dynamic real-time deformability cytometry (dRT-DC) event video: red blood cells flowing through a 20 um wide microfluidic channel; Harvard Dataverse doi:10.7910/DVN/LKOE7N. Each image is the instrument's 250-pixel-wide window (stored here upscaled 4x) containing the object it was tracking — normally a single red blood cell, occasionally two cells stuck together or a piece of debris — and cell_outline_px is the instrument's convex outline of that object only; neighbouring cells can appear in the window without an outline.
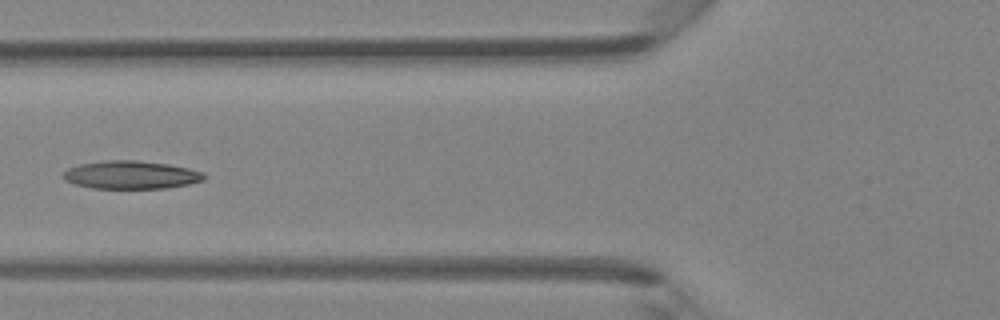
{"species": "Egyptian fruit bat (a non-hibernating species)", "species_latin": "Rousettus aegyptiacus", "temperature_condition": "room temperature", "stored_images_in_passage": 4, "camera_frame_rate_fps": 3000, "um_per_image_px": 0.085, "animal": {"sex": "female"}, "frame": {"image": 1, "passage_image": 4, "time_ms": 1.0, "image_size_px": [1000, 320], "cell_outline_px": [[208, 176], [204, 180], [188, 184], [168, 188], [92, 188], [76, 184], [64, 180], [60, 176], [68, 168], [80, 164], [104, 160], [136, 160], [168, 164], [188, 168], [204, 172]], "centroid_in_image_um": [11.15, 14.86], "position_along_channel_um": 114.7, "area_um2": 23.18}}